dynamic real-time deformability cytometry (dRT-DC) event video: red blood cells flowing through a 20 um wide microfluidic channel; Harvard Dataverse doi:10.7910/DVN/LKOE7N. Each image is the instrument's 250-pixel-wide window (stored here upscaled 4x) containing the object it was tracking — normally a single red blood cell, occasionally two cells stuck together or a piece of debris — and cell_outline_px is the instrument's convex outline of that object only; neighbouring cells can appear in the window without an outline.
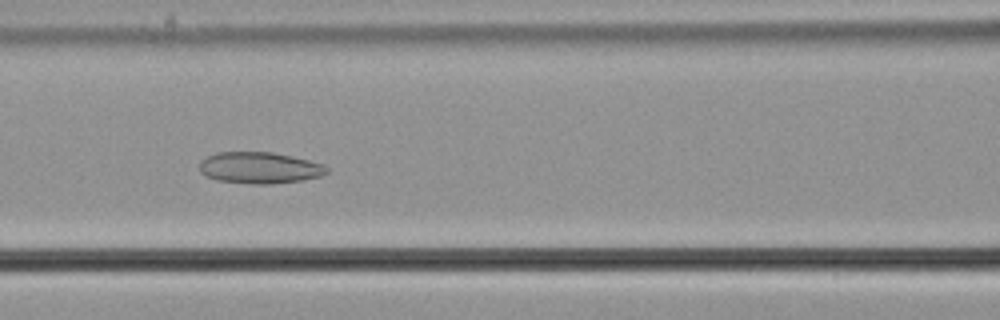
{"species": "common noctule bat (a hibernating species)", "species_latin": "Nyctalus noctula", "temperature_condition": "cold", "stored_images_in_passage": 48, "camera_frame_rate_fps": 3000, "um_per_image_px": 0.085, "animal": {"sex": "male", "body_mass_g": 21.5, "forearm_length_mm": 52.0}, "frame": {"image": 1, "passage_image": 17, "time_ms": 5.333, "image_size_px": [1000, 320], "cell_outline_px": [[328, 172], [320, 176], [304, 180], [272, 184], [252, 184], [216, 180], [204, 176], [200, 172], [200, 160], [216, 152], [272, 152], [292, 156], [324, 164], [328, 168]], "centroid_in_image_um": [22.05, 14.27], "position_along_channel_um": 144.5, "area_um2": 23.52}}
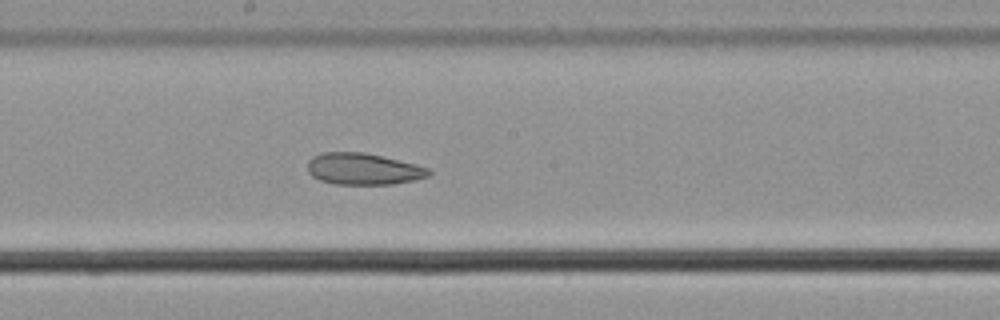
{"frame": {"image": 2, "passage_image": 23, "time_ms": 7.333, "image_size_px": [1000, 320], "cell_outline_px": [[432, 172], [428, 176], [416, 180], [392, 184], [336, 184], [320, 180], [312, 176], [308, 172], [308, 160], [312, 156], [324, 152], [364, 152], [416, 164], [428, 168]], "centroid_in_image_um": [30.88, 14.36], "position_along_channel_um": 217.3, "area_um2": 22.31}}
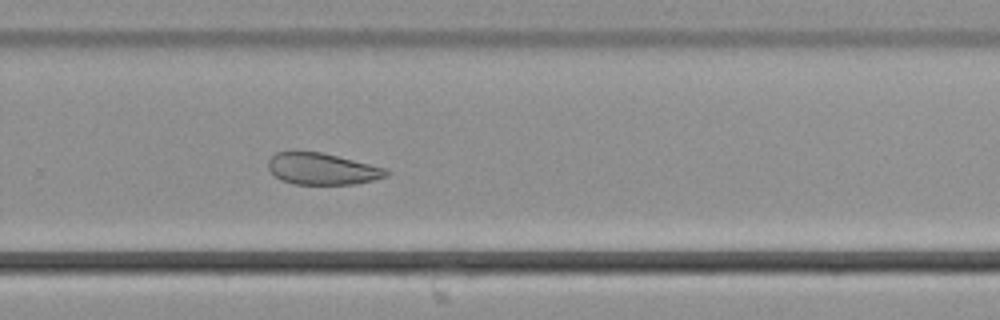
{"frame": {"image": 3, "passage_image": 30, "time_ms": 9.667, "image_size_px": [1000, 320], "cell_outline_px": [[392, 172], [388, 176], [356, 184], [292, 184], [280, 180], [268, 168], [268, 160], [276, 152], [320, 152], [388, 168]], "centroid_in_image_um": [27.42, 14.36], "position_along_channel_um": 302.4, "area_um2": 21.73}, "authors_computed_cell_mechanics": {"area_um2": 25.4609, "velocity_mm_per_s": 3.6479, "shape_relaxation_time_tau1_ms": null, "shape_relaxation_time_tau2_ms": 9.9822, "deformation_change_tau1": null, "deformation_change_tau2": 0.1853}}